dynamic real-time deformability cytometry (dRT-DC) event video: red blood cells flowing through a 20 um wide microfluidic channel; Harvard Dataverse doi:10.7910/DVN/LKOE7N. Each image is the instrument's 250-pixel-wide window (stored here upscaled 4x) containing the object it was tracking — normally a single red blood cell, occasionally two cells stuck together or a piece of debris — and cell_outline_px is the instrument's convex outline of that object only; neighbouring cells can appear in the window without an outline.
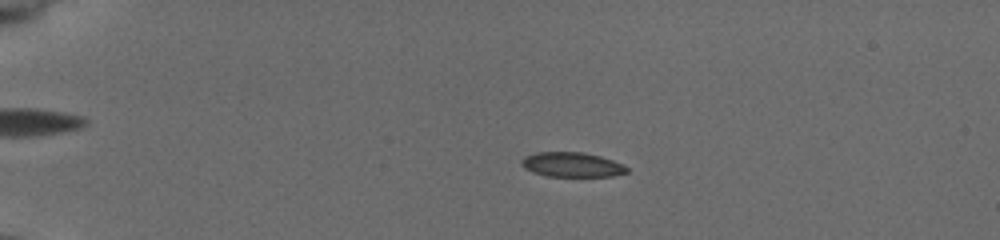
{"species": "common noctule bat (a hibernating species)", "species_latin": "Nyctalus noctula", "temperature_condition": "cold", "stored_images_in_passage": 98, "camera_frame_rate_fps": 3000, "um_per_image_px": 0.085, "animal": {"sex": "female", "body_mass_g": 19.5, "forearm_length_mm": 54.1}, "frame": {"image": 1, "passage_image": 25, "time_ms": 4.667, "image_size_px": [1000, 240], "cell_outline_px": [[628, 172], [612, 176], [548, 176], [532, 172], [524, 168], [520, 164], [520, 160], [524, 156], [536, 152], [584, 152], [600, 156], [624, 164], [628, 168]], "centroid_in_image_um": [48.59, 13.99], "position_along_channel_um": 36.4, "area_um2": 15.26}}
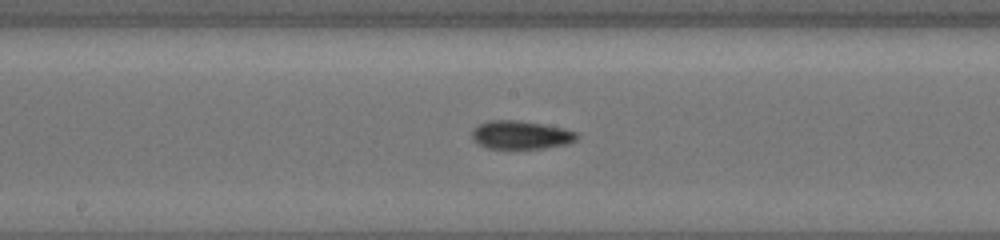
{"frame": {"image": 2, "passage_image": 53, "time_ms": 11.0, "image_size_px": [1000, 240], "cell_outline_px": [[580, 136], [576, 140], [568, 144], [544, 148], [488, 148], [472, 140], [472, 128], [488, 120], [520, 120], [544, 124], [564, 128], [576, 132]], "centroid_in_image_um": [44.29, 11.46], "position_along_channel_um": 203.9, "area_um2": 17.46}}
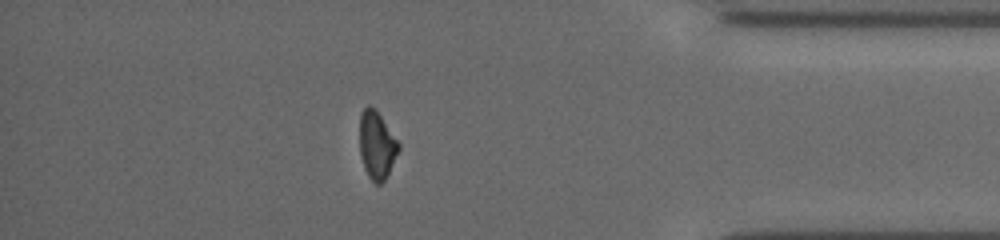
{"frame": {"image": 3, "passage_image": 86, "time_ms": 17.0, "image_size_px": [1000, 240], "cell_outline_px": [[400, 148], [384, 180], [380, 184], [376, 184], [368, 176], [364, 168], [360, 152], [360, 116], [364, 108], [368, 104], [376, 108], [400, 144]], "centroid_in_image_um": [32.02, 12.3], "position_along_channel_um": 403.2, "area_um2": 15.26}, "authors_computed_cell_mechanics": {"area_um2": 15.9528, "velocity_mm_per_s": 3.7398, "shape_relaxation_time_tau1_ms": 5.5102, "shape_relaxation_time_tau2_ms": null, "deformation_change_tau1": 0.1293, "deformation_change_tau2": null}}